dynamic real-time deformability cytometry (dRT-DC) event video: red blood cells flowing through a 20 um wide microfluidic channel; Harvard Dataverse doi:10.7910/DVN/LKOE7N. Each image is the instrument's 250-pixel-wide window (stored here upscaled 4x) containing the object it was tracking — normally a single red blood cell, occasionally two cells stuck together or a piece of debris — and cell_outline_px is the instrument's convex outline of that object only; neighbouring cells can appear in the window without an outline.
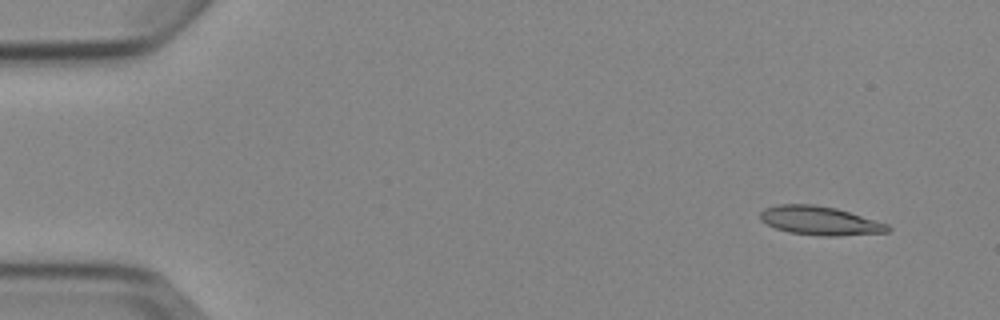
{"species": "Egyptian fruit bat (a non-hibernating species)", "species_latin": "Rousettus aegyptiacus", "temperature_condition": "cold", "stored_images_in_passage": 4, "camera_frame_rate_fps": 3000, "um_per_image_px": 0.085, "animal": {"sex": "female"}, "frame": {"image": 1, "passage_image": 1, "time_ms": 0.0, "image_size_px": [1000, 320], "cell_outline_px": [[892, 228], [888, 232], [836, 236], [820, 236], [788, 232], [776, 228], [760, 220], [760, 212], [764, 208], [780, 204], [812, 204], [836, 208], [888, 224]], "centroid_in_image_um": [69.68, 18.76], "position_along_channel_um": 15.3, "area_um2": 21.33}}
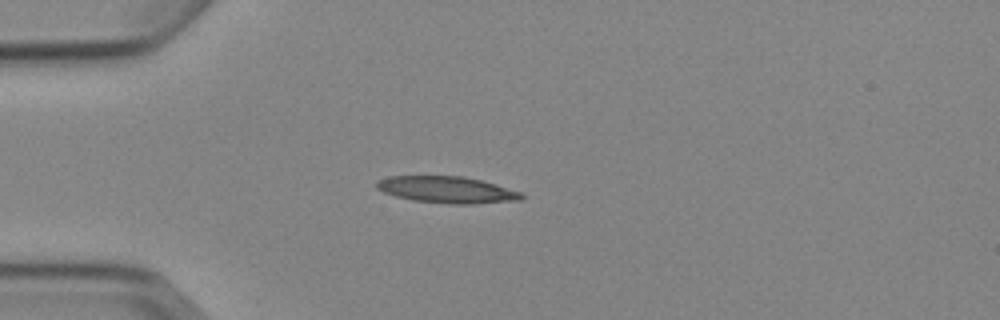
{"frame": {"image": 2, "passage_image": 4, "time_ms": 3.333, "image_size_px": [1000, 320], "cell_outline_px": [[524, 196], [520, 200], [472, 204], [452, 204], [412, 200], [396, 196], [384, 192], [376, 188], [376, 180], [388, 176], [464, 176], [480, 180], [520, 192]], "centroid_in_image_um": [37.94, 16.12], "position_along_channel_um": 47.1, "area_um2": 22.31}}